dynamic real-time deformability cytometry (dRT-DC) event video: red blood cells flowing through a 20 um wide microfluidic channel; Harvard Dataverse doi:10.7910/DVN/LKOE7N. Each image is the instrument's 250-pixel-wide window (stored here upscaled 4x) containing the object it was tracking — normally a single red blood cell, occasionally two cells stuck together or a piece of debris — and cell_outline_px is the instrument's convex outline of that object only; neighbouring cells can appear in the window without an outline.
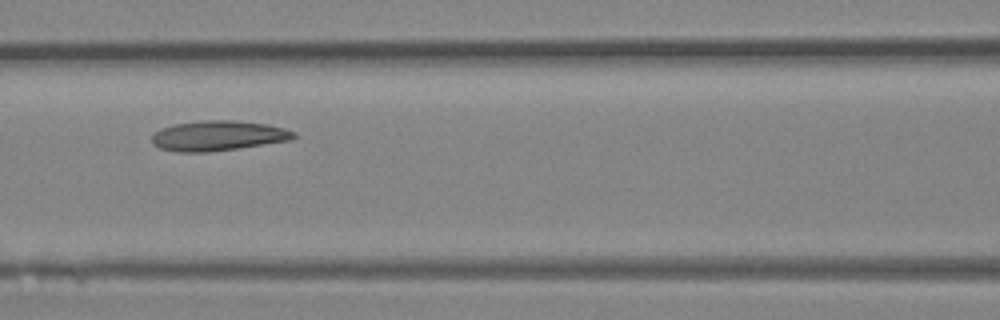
{"species": "Egyptian fruit bat (a non-hibernating species)", "species_latin": "Rousettus aegyptiacus", "temperature_condition": "room temperature", "stored_images_in_passage": 7, "camera_frame_rate_fps": 3000, "um_per_image_px": 0.085, "animal": {"sex": "female"}, "frame": {"image": 1, "passage_image": 6, "time_ms": 1.667, "image_size_px": [1000, 320], "cell_outline_px": [[296, 136], [292, 140], [208, 152], [176, 152], [160, 148], [152, 144], [152, 132], [160, 128], [176, 124], [204, 120], [232, 120], [264, 124], [284, 128], [296, 132]], "centroid_in_image_um": [18.5, 11.54], "position_along_channel_um": 148.1, "area_um2": 24.8}}
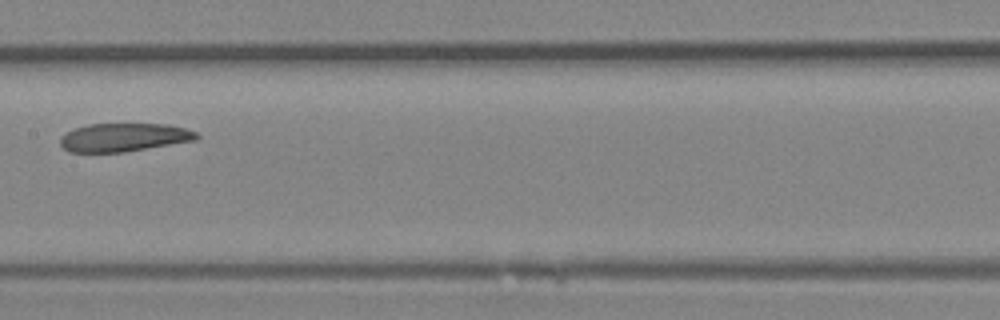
{"frame": {"image": 2, "passage_image": 7, "time_ms": 2.0, "image_size_px": [1000, 320], "cell_outline_px": [[200, 136], [196, 140], [124, 152], [68, 152], [60, 144], [60, 136], [76, 128], [88, 124], [168, 124], [184, 128], [196, 132]], "centroid_in_image_um": [10.53, 11.68], "position_along_channel_um": 196.9, "area_um2": 22.43}}